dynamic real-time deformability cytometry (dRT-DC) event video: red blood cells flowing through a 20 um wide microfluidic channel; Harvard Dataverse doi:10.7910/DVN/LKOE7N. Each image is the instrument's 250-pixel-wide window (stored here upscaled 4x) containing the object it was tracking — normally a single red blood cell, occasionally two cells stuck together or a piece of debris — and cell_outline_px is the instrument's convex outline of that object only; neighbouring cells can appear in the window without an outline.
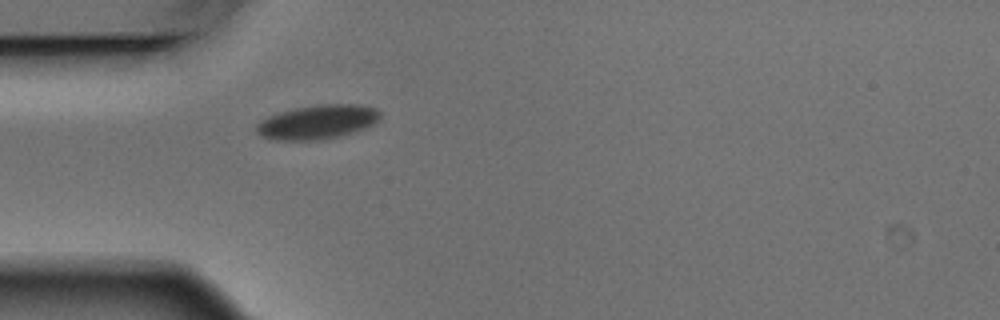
{"species": "Egyptian fruit bat (a non-hibernating species)", "species_latin": "Rousettus aegyptiacus", "temperature_condition": "warm", "stored_images_in_passage": 1, "camera_frame_rate_fps": 3000, "um_per_image_px": 0.085, "animal": {"sex": "male"}, "frame": {"image": 1, "passage_image": 1, "time_ms": 0.0, "image_size_px": [1000, 320], "cell_outline_px": [[380, 120], [364, 128], [340, 136], [316, 140], [276, 140], [260, 136], [256, 132], [256, 124], [260, 120], [268, 116], [280, 112], [296, 108], [320, 104], [356, 104], [376, 108], [380, 112]], "centroid_in_image_um": [26.97, 10.37], "position_along_channel_um": 58.0, "area_um2": 24.57}}